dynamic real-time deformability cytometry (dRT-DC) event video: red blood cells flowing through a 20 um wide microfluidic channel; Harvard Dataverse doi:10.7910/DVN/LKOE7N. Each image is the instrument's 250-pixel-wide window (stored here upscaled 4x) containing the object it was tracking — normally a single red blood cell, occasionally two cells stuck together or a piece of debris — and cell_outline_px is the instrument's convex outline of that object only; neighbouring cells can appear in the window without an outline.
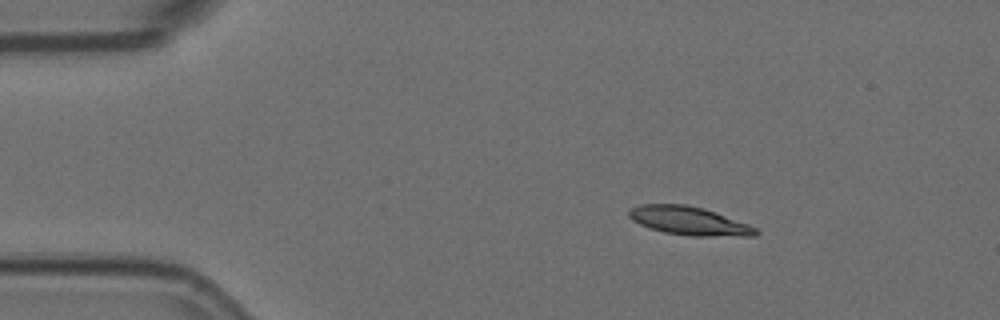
{"species": "Egyptian fruit bat (a non-hibernating species)", "species_latin": "Rousettus aegyptiacus", "temperature_condition": "room temperature", "stored_images_in_passage": 5, "camera_frame_rate_fps": 3000, "um_per_image_px": 0.085, "animal": {"sex": "female"}, "frame": {"image": 1, "passage_image": 2, "time_ms": 0.333, "image_size_px": [1000, 320], "cell_outline_px": [[760, 232], [756, 236], [688, 236], [664, 232], [648, 228], [632, 220], [628, 216], [628, 212], [632, 208], [640, 204], [684, 204], [704, 208], [716, 212], [748, 224], [756, 228]], "centroid_in_image_um": [58.57, 18.78], "position_along_channel_um": 26.4, "area_um2": 21.15}}